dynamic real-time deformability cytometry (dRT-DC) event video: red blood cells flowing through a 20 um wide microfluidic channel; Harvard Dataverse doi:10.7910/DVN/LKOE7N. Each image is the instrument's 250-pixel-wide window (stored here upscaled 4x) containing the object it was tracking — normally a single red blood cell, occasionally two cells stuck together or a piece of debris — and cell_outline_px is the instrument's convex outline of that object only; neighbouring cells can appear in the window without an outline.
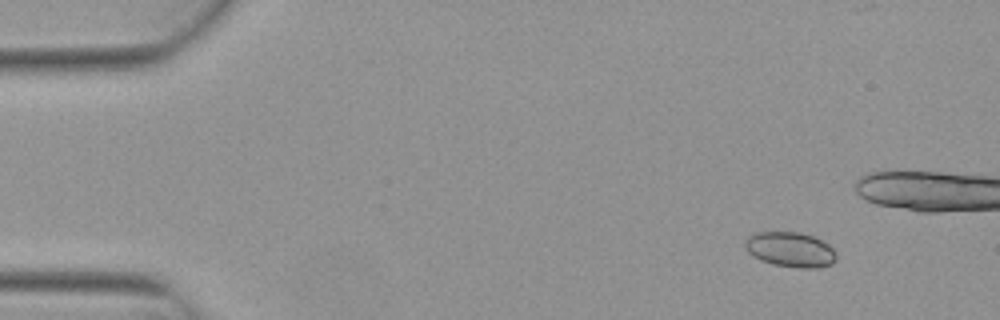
{"species": "Egyptian fruit bat (a non-hibernating species)", "species_latin": "Rousettus aegyptiacus", "temperature_condition": "warm", "stored_images_in_passage": 5, "camera_frame_rate_fps": 3000, "um_per_image_px": 0.085, "animal": {"sex": "female"}, "frame": {"image": 1, "passage_image": 1, "time_ms": 0.0, "image_size_px": [1000, 320], "cell_outline_px": [[836, 260], [832, 264], [820, 268], [800, 268], [772, 264], [760, 260], [748, 252], [744, 244], [748, 236], [756, 232], [800, 232], [812, 236], [828, 244], [836, 252]], "centroid_in_image_um": [67.19, 21.22], "position_along_channel_um": 17.8, "area_um2": 18.67}}